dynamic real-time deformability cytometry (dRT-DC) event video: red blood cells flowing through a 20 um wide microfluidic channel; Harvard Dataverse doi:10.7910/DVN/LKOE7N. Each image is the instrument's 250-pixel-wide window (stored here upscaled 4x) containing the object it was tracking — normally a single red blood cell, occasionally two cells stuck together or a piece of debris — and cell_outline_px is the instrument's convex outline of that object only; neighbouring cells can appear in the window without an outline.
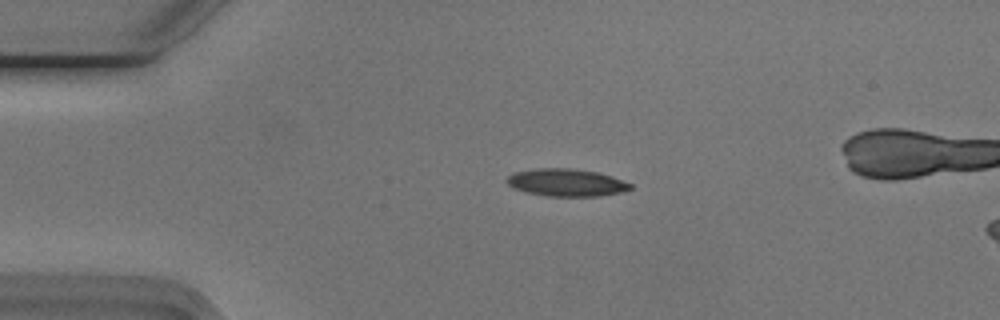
{"species": "Egyptian fruit bat (a non-hibernating species)", "species_latin": "Rousettus aegyptiacus", "temperature_condition": "cold", "stored_images_in_passage": 41, "camera_frame_rate_fps": 3000, "um_per_image_px": 0.085, "animal": {"sex": "male"}, "frame": {"image": 1, "passage_image": 1, "time_ms": 0.0, "image_size_px": [1000, 320], "cell_outline_px": [[632, 188], [620, 192], [600, 196], [548, 196], [528, 192], [516, 188], [508, 184], [504, 180], [508, 176], [516, 172], [536, 168], [572, 168], [600, 172], [612, 176], [632, 184]], "centroid_in_image_um": [48.17, 15.5], "position_along_channel_um": 36.8, "area_um2": 19.71}}
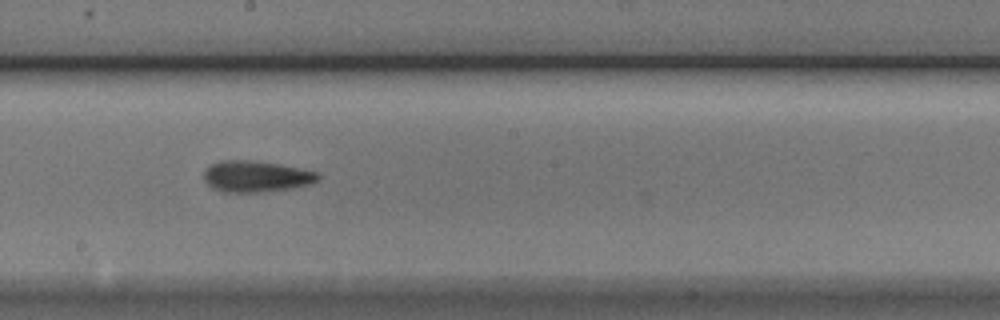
{"frame": {"image": 2, "passage_image": 19, "time_ms": 6.0, "image_size_px": [1000, 320], "cell_outline_px": [[320, 180], [312, 184], [292, 188], [256, 192], [224, 192], [212, 188], [204, 180], [204, 172], [212, 164], [220, 160], [248, 160], [276, 164], [320, 172]], "centroid_in_image_um": [21.8, 15.0], "position_along_channel_um": 226.4, "area_um2": 20.69}}
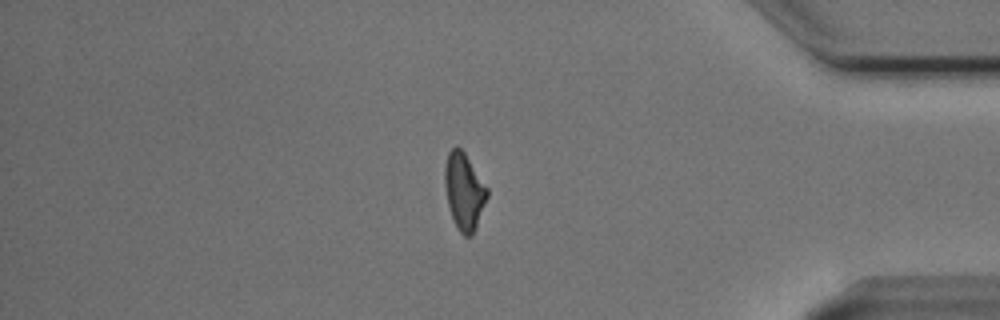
{"frame": {"image": 3, "passage_image": 35, "time_ms": 11.333, "image_size_px": [1000, 320], "cell_outline_px": [[488, 196], [472, 236], [464, 236], [460, 232], [452, 216], [448, 204], [444, 184], [444, 168], [448, 152], [456, 144], [464, 152], [488, 188]], "centroid_in_image_um": [39.44, 16.23], "position_along_channel_um": 395.8, "area_um2": 18.79}, "authors_computed_cell_mechanics": {"area_um2": 19.7676, "velocity_mm_per_s": 3.7575, "shape_relaxation_time_tau1_ms": 5.1559, "shape_relaxation_time_tau2_ms": 5.4353, "deformation_change_tau1": 0.1423, "deformation_change_tau2": 0.1651}}